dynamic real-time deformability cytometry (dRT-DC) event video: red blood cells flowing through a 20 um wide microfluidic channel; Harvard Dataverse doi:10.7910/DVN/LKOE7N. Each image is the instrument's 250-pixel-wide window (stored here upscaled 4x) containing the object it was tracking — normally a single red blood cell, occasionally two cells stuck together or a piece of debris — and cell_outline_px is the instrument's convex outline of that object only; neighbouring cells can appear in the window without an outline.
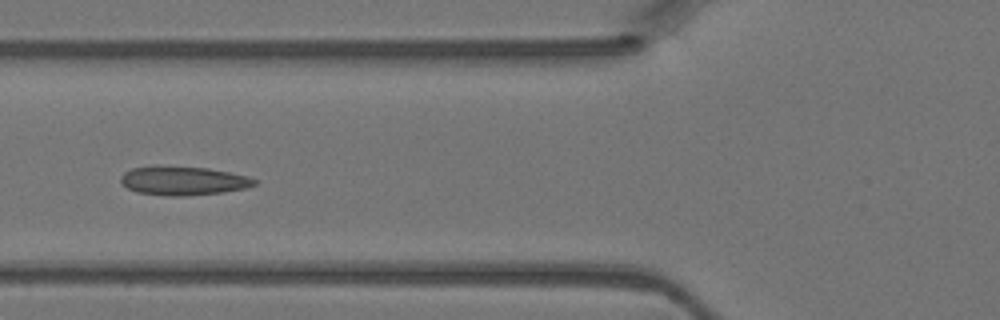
{"species": "Egyptian fruit bat (a non-hibernating species)", "species_latin": "Rousettus aegyptiacus", "temperature_condition": "warm", "stored_images_in_passage": 3, "camera_frame_rate_fps": 3000, "um_per_image_px": 0.085, "animal": {"sex": "female"}, "frame": {"image": 1, "passage_image": 3, "time_ms": 0.667, "image_size_px": [1000, 320], "cell_outline_px": [[260, 180], [256, 184], [244, 188], [220, 192], [184, 196], [168, 196], [136, 192], [128, 188], [120, 180], [120, 176], [124, 172], [132, 168], [152, 164], [156, 164], [208, 168], [248, 176]], "centroid_in_image_um": [15.53, 15.33], "position_along_channel_um": 110.3, "area_um2": 22.83}}